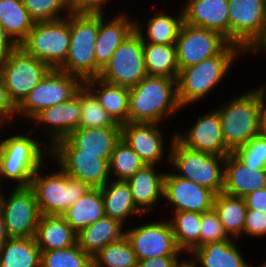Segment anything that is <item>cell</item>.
I'll return each instance as SVG.
<instances>
[{"instance_id": "14", "label": "cell", "mask_w": 266, "mask_h": 267, "mask_svg": "<svg viewBox=\"0 0 266 267\" xmlns=\"http://www.w3.org/2000/svg\"><path fill=\"white\" fill-rule=\"evenodd\" d=\"M146 221L125 228V236L134 250L137 260L184 254L177 246L171 224L166 219ZM130 228V229H129Z\"/></svg>"}, {"instance_id": "15", "label": "cell", "mask_w": 266, "mask_h": 267, "mask_svg": "<svg viewBox=\"0 0 266 267\" xmlns=\"http://www.w3.org/2000/svg\"><path fill=\"white\" fill-rule=\"evenodd\" d=\"M229 43L216 31L183 22L176 40L179 71L218 55Z\"/></svg>"}, {"instance_id": "47", "label": "cell", "mask_w": 266, "mask_h": 267, "mask_svg": "<svg viewBox=\"0 0 266 267\" xmlns=\"http://www.w3.org/2000/svg\"><path fill=\"white\" fill-rule=\"evenodd\" d=\"M113 1V0H112ZM111 0H71L72 13L77 14H106L108 2ZM107 7V8H106ZM106 9V10H105Z\"/></svg>"}, {"instance_id": "45", "label": "cell", "mask_w": 266, "mask_h": 267, "mask_svg": "<svg viewBox=\"0 0 266 267\" xmlns=\"http://www.w3.org/2000/svg\"><path fill=\"white\" fill-rule=\"evenodd\" d=\"M266 237V214L256 210H247L243 237Z\"/></svg>"}, {"instance_id": "25", "label": "cell", "mask_w": 266, "mask_h": 267, "mask_svg": "<svg viewBox=\"0 0 266 267\" xmlns=\"http://www.w3.org/2000/svg\"><path fill=\"white\" fill-rule=\"evenodd\" d=\"M180 8V9H179ZM177 14H168L166 9L155 12L152 16L145 18L143 24L141 19L135 18V31L141 36L143 43L152 44H176L180 28L184 22L182 7L178 6ZM175 15V16H174Z\"/></svg>"}, {"instance_id": "21", "label": "cell", "mask_w": 266, "mask_h": 267, "mask_svg": "<svg viewBox=\"0 0 266 267\" xmlns=\"http://www.w3.org/2000/svg\"><path fill=\"white\" fill-rule=\"evenodd\" d=\"M128 14L126 10L118 12L111 19L107 14H99V29L94 49L96 64L101 69L110 61L118 46L135 31V19Z\"/></svg>"}, {"instance_id": "38", "label": "cell", "mask_w": 266, "mask_h": 267, "mask_svg": "<svg viewBox=\"0 0 266 267\" xmlns=\"http://www.w3.org/2000/svg\"><path fill=\"white\" fill-rule=\"evenodd\" d=\"M146 163L122 138L117 142L109 161L110 178L126 181Z\"/></svg>"}, {"instance_id": "4", "label": "cell", "mask_w": 266, "mask_h": 267, "mask_svg": "<svg viewBox=\"0 0 266 267\" xmlns=\"http://www.w3.org/2000/svg\"><path fill=\"white\" fill-rule=\"evenodd\" d=\"M170 138L171 172L211 190L215 195L223 192L226 156L189 149L175 138V133Z\"/></svg>"}, {"instance_id": "44", "label": "cell", "mask_w": 266, "mask_h": 267, "mask_svg": "<svg viewBox=\"0 0 266 267\" xmlns=\"http://www.w3.org/2000/svg\"><path fill=\"white\" fill-rule=\"evenodd\" d=\"M231 239L222 225L218 213L212 208L200 214V247L212 242Z\"/></svg>"}, {"instance_id": "27", "label": "cell", "mask_w": 266, "mask_h": 267, "mask_svg": "<svg viewBox=\"0 0 266 267\" xmlns=\"http://www.w3.org/2000/svg\"><path fill=\"white\" fill-rule=\"evenodd\" d=\"M237 241L231 238L212 242L194 249L189 255L199 267H253L245 260Z\"/></svg>"}, {"instance_id": "13", "label": "cell", "mask_w": 266, "mask_h": 267, "mask_svg": "<svg viewBox=\"0 0 266 267\" xmlns=\"http://www.w3.org/2000/svg\"><path fill=\"white\" fill-rule=\"evenodd\" d=\"M6 195L2 190L0 209L10 238L35 236L41 213L34 192L30 187H14Z\"/></svg>"}, {"instance_id": "30", "label": "cell", "mask_w": 266, "mask_h": 267, "mask_svg": "<svg viewBox=\"0 0 266 267\" xmlns=\"http://www.w3.org/2000/svg\"><path fill=\"white\" fill-rule=\"evenodd\" d=\"M77 233L60 215H41L35 241L41 251L66 249L77 243Z\"/></svg>"}, {"instance_id": "24", "label": "cell", "mask_w": 266, "mask_h": 267, "mask_svg": "<svg viewBox=\"0 0 266 267\" xmlns=\"http://www.w3.org/2000/svg\"><path fill=\"white\" fill-rule=\"evenodd\" d=\"M265 187L266 167L246 166L232 153L226 156L224 163V193L245 197L248 193Z\"/></svg>"}, {"instance_id": "11", "label": "cell", "mask_w": 266, "mask_h": 267, "mask_svg": "<svg viewBox=\"0 0 266 267\" xmlns=\"http://www.w3.org/2000/svg\"><path fill=\"white\" fill-rule=\"evenodd\" d=\"M83 83L75 75L52 69L17 107L18 119H28L29 126V121L41 110L69 101Z\"/></svg>"}, {"instance_id": "46", "label": "cell", "mask_w": 266, "mask_h": 267, "mask_svg": "<svg viewBox=\"0 0 266 267\" xmlns=\"http://www.w3.org/2000/svg\"><path fill=\"white\" fill-rule=\"evenodd\" d=\"M14 119H17V107L10 99L4 80L0 76V126H4L6 129L12 124L14 126Z\"/></svg>"}, {"instance_id": "53", "label": "cell", "mask_w": 266, "mask_h": 267, "mask_svg": "<svg viewBox=\"0 0 266 267\" xmlns=\"http://www.w3.org/2000/svg\"><path fill=\"white\" fill-rule=\"evenodd\" d=\"M9 235L6 229L4 216L0 209V247L9 239Z\"/></svg>"}, {"instance_id": "8", "label": "cell", "mask_w": 266, "mask_h": 267, "mask_svg": "<svg viewBox=\"0 0 266 267\" xmlns=\"http://www.w3.org/2000/svg\"><path fill=\"white\" fill-rule=\"evenodd\" d=\"M28 55L58 69L68 56L70 14L67 17L35 22L27 38L19 45Z\"/></svg>"}, {"instance_id": "42", "label": "cell", "mask_w": 266, "mask_h": 267, "mask_svg": "<svg viewBox=\"0 0 266 267\" xmlns=\"http://www.w3.org/2000/svg\"><path fill=\"white\" fill-rule=\"evenodd\" d=\"M35 22L52 21L72 13L71 0H22Z\"/></svg>"}, {"instance_id": "50", "label": "cell", "mask_w": 266, "mask_h": 267, "mask_svg": "<svg viewBox=\"0 0 266 267\" xmlns=\"http://www.w3.org/2000/svg\"><path fill=\"white\" fill-rule=\"evenodd\" d=\"M259 133L266 135V84L258 86Z\"/></svg>"}, {"instance_id": "49", "label": "cell", "mask_w": 266, "mask_h": 267, "mask_svg": "<svg viewBox=\"0 0 266 267\" xmlns=\"http://www.w3.org/2000/svg\"><path fill=\"white\" fill-rule=\"evenodd\" d=\"M181 256H161L149 258L145 260H138L137 267H176L180 261Z\"/></svg>"}, {"instance_id": "52", "label": "cell", "mask_w": 266, "mask_h": 267, "mask_svg": "<svg viewBox=\"0 0 266 267\" xmlns=\"http://www.w3.org/2000/svg\"><path fill=\"white\" fill-rule=\"evenodd\" d=\"M18 45L6 33L0 23V58L5 57L9 52H12Z\"/></svg>"}, {"instance_id": "39", "label": "cell", "mask_w": 266, "mask_h": 267, "mask_svg": "<svg viewBox=\"0 0 266 267\" xmlns=\"http://www.w3.org/2000/svg\"><path fill=\"white\" fill-rule=\"evenodd\" d=\"M92 267H137L138 260L126 236L102 248L93 258Z\"/></svg>"}, {"instance_id": "29", "label": "cell", "mask_w": 266, "mask_h": 267, "mask_svg": "<svg viewBox=\"0 0 266 267\" xmlns=\"http://www.w3.org/2000/svg\"><path fill=\"white\" fill-rule=\"evenodd\" d=\"M125 227L119 221L105 216L77 233V245L93 258L106 245L124 237Z\"/></svg>"}, {"instance_id": "22", "label": "cell", "mask_w": 266, "mask_h": 267, "mask_svg": "<svg viewBox=\"0 0 266 267\" xmlns=\"http://www.w3.org/2000/svg\"><path fill=\"white\" fill-rule=\"evenodd\" d=\"M184 23L220 33L229 41L228 0H184Z\"/></svg>"}, {"instance_id": "17", "label": "cell", "mask_w": 266, "mask_h": 267, "mask_svg": "<svg viewBox=\"0 0 266 267\" xmlns=\"http://www.w3.org/2000/svg\"><path fill=\"white\" fill-rule=\"evenodd\" d=\"M167 170L164 175L163 199L172 212L206 213L213 208L215 194L193 181L183 179Z\"/></svg>"}, {"instance_id": "9", "label": "cell", "mask_w": 266, "mask_h": 267, "mask_svg": "<svg viewBox=\"0 0 266 267\" xmlns=\"http://www.w3.org/2000/svg\"><path fill=\"white\" fill-rule=\"evenodd\" d=\"M49 160L69 177L80 180L90 188H100L111 180L107 159L100 158V154L81 153L67 138L50 148Z\"/></svg>"}, {"instance_id": "20", "label": "cell", "mask_w": 266, "mask_h": 267, "mask_svg": "<svg viewBox=\"0 0 266 267\" xmlns=\"http://www.w3.org/2000/svg\"><path fill=\"white\" fill-rule=\"evenodd\" d=\"M192 124L188 130L175 132V138L183 146L213 155L227 156L232 153L224 141L220 115L216 109L200 115Z\"/></svg>"}, {"instance_id": "12", "label": "cell", "mask_w": 266, "mask_h": 267, "mask_svg": "<svg viewBox=\"0 0 266 267\" xmlns=\"http://www.w3.org/2000/svg\"><path fill=\"white\" fill-rule=\"evenodd\" d=\"M146 75L143 41L134 31L115 50L110 61L101 70L99 78L111 84L131 88Z\"/></svg>"}, {"instance_id": "34", "label": "cell", "mask_w": 266, "mask_h": 267, "mask_svg": "<svg viewBox=\"0 0 266 267\" xmlns=\"http://www.w3.org/2000/svg\"><path fill=\"white\" fill-rule=\"evenodd\" d=\"M0 267H41L35 238H9L0 247Z\"/></svg>"}, {"instance_id": "31", "label": "cell", "mask_w": 266, "mask_h": 267, "mask_svg": "<svg viewBox=\"0 0 266 267\" xmlns=\"http://www.w3.org/2000/svg\"><path fill=\"white\" fill-rule=\"evenodd\" d=\"M100 190L107 217H111L125 226L130 219L144 215L136 207L130 187L126 181L110 180L104 186L100 187Z\"/></svg>"}, {"instance_id": "26", "label": "cell", "mask_w": 266, "mask_h": 267, "mask_svg": "<svg viewBox=\"0 0 266 267\" xmlns=\"http://www.w3.org/2000/svg\"><path fill=\"white\" fill-rule=\"evenodd\" d=\"M67 139L81 153L100 154V158L110 161L115 145L121 139V125L111 127L77 128Z\"/></svg>"}, {"instance_id": "1", "label": "cell", "mask_w": 266, "mask_h": 267, "mask_svg": "<svg viewBox=\"0 0 266 267\" xmlns=\"http://www.w3.org/2000/svg\"><path fill=\"white\" fill-rule=\"evenodd\" d=\"M4 130L0 126V134ZM34 130L7 133L5 138L0 135V186L10 181L16 183L12 188L29 187L34 174L50 159V147L34 136L37 135Z\"/></svg>"}, {"instance_id": "19", "label": "cell", "mask_w": 266, "mask_h": 267, "mask_svg": "<svg viewBox=\"0 0 266 267\" xmlns=\"http://www.w3.org/2000/svg\"><path fill=\"white\" fill-rule=\"evenodd\" d=\"M229 42L243 51L260 34L266 12V0H228Z\"/></svg>"}, {"instance_id": "43", "label": "cell", "mask_w": 266, "mask_h": 267, "mask_svg": "<svg viewBox=\"0 0 266 267\" xmlns=\"http://www.w3.org/2000/svg\"><path fill=\"white\" fill-rule=\"evenodd\" d=\"M232 154L246 166L266 167V135L259 133Z\"/></svg>"}, {"instance_id": "54", "label": "cell", "mask_w": 266, "mask_h": 267, "mask_svg": "<svg viewBox=\"0 0 266 267\" xmlns=\"http://www.w3.org/2000/svg\"><path fill=\"white\" fill-rule=\"evenodd\" d=\"M189 258L186 259H180V261L177 263L176 267H199L198 264L192 259L190 255Z\"/></svg>"}, {"instance_id": "6", "label": "cell", "mask_w": 266, "mask_h": 267, "mask_svg": "<svg viewBox=\"0 0 266 267\" xmlns=\"http://www.w3.org/2000/svg\"><path fill=\"white\" fill-rule=\"evenodd\" d=\"M46 168L47 164L34 174L29 187L34 192L41 215L61 216L90 187L80 180L69 177L57 165L55 168L58 169L49 174L43 172Z\"/></svg>"}, {"instance_id": "23", "label": "cell", "mask_w": 266, "mask_h": 267, "mask_svg": "<svg viewBox=\"0 0 266 267\" xmlns=\"http://www.w3.org/2000/svg\"><path fill=\"white\" fill-rule=\"evenodd\" d=\"M158 165L145 164L133 176L126 180L130 187L136 207L147 216L157 208L163 199L164 175Z\"/></svg>"}, {"instance_id": "36", "label": "cell", "mask_w": 266, "mask_h": 267, "mask_svg": "<svg viewBox=\"0 0 266 267\" xmlns=\"http://www.w3.org/2000/svg\"><path fill=\"white\" fill-rule=\"evenodd\" d=\"M143 54L147 75L178 78L179 67L176 44L143 43Z\"/></svg>"}, {"instance_id": "33", "label": "cell", "mask_w": 266, "mask_h": 267, "mask_svg": "<svg viewBox=\"0 0 266 267\" xmlns=\"http://www.w3.org/2000/svg\"><path fill=\"white\" fill-rule=\"evenodd\" d=\"M213 208L230 238H242L247 205L244 197L233 196L220 192L215 195Z\"/></svg>"}, {"instance_id": "18", "label": "cell", "mask_w": 266, "mask_h": 267, "mask_svg": "<svg viewBox=\"0 0 266 267\" xmlns=\"http://www.w3.org/2000/svg\"><path fill=\"white\" fill-rule=\"evenodd\" d=\"M160 125L162 124L142 122H128L121 125V138L146 164L169 165L170 149H166L169 144L165 142L166 135L162 133L163 128H160Z\"/></svg>"}, {"instance_id": "51", "label": "cell", "mask_w": 266, "mask_h": 267, "mask_svg": "<svg viewBox=\"0 0 266 267\" xmlns=\"http://www.w3.org/2000/svg\"><path fill=\"white\" fill-rule=\"evenodd\" d=\"M259 52L260 56L262 53L264 54L266 52V12L262 30L258 37L244 50V57L247 55L250 56V54L257 55Z\"/></svg>"}, {"instance_id": "35", "label": "cell", "mask_w": 266, "mask_h": 267, "mask_svg": "<svg viewBox=\"0 0 266 267\" xmlns=\"http://www.w3.org/2000/svg\"><path fill=\"white\" fill-rule=\"evenodd\" d=\"M0 23L19 46L27 38L35 21L30 17L22 0H0Z\"/></svg>"}, {"instance_id": "48", "label": "cell", "mask_w": 266, "mask_h": 267, "mask_svg": "<svg viewBox=\"0 0 266 267\" xmlns=\"http://www.w3.org/2000/svg\"><path fill=\"white\" fill-rule=\"evenodd\" d=\"M244 199L247 210H256L266 214V187L248 193Z\"/></svg>"}, {"instance_id": "7", "label": "cell", "mask_w": 266, "mask_h": 267, "mask_svg": "<svg viewBox=\"0 0 266 267\" xmlns=\"http://www.w3.org/2000/svg\"><path fill=\"white\" fill-rule=\"evenodd\" d=\"M226 101L215 109L226 146L233 152L259 134L258 87Z\"/></svg>"}, {"instance_id": "37", "label": "cell", "mask_w": 266, "mask_h": 267, "mask_svg": "<svg viewBox=\"0 0 266 267\" xmlns=\"http://www.w3.org/2000/svg\"><path fill=\"white\" fill-rule=\"evenodd\" d=\"M171 224L178 248L186 255L200 247V213L191 211L173 212Z\"/></svg>"}, {"instance_id": "41", "label": "cell", "mask_w": 266, "mask_h": 267, "mask_svg": "<svg viewBox=\"0 0 266 267\" xmlns=\"http://www.w3.org/2000/svg\"><path fill=\"white\" fill-rule=\"evenodd\" d=\"M92 258L77 243L66 249L41 251V267H92Z\"/></svg>"}, {"instance_id": "55", "label": "cell", "mask_w": 266, "mask_h": 267, "mask_svg": "<svg viewBox=\"0 0 266 267\" xmlns=\"http://www.w3.org/2000/svg\"><path fill=\"white\" fill-rule=\"evenodd\" d=\"M257 267H266V260L263 261L261 265H258Z\"/></svg>"}, {"instance_id": "10", "label": "cell", "mask_w": 266, "mask_h": 267, "mask_svg": "<svg viewBox=\"0 0 266 267\" xmlns=\"http://www.w3.org/2000/svg\"><path fill=\"white\" fill-rule=\"evenodd\" d=\"M51 70L48 64L28 55L20 46L0 58V76L16 107Z\"/></svg>"}, {"instance_id": "3", "label": "cell", "mask_w": 266, "mask_h": 267, "mask_svg": "<svg viewBox=\"0 0 266 267\" xmlns=\"http://www.w3.org/2000/svg\"><path fill=\"white\" fill-rule=\"evenodd\" d=\"M180 110L177 79L146 75L129 88V122L164 124Z\"/></svg>"}, {"instance_id": "28", "label": "cell", "mask_w": 266, "mask_h": 267, "mask_svg": "<svg viewBox=\"0 0 266 267\" xmlns=\"http://www.w3.org/2000/svg\"><path fill=\"white\" fill-rule=\"evenodd\" d=\"M84 84L96 95L115 123L123 125L129 122V88L108 83L99 77L87 79Z\"/></svg>"}, {"instance_id": "16", "label": "cell", "mask_w": 266, "mask_h": 267, "mask_svg": "<svg viewBox=\"0 0 266 267\" xmlns=\"http://www.w3.org/2000/svg\"><path fill=\"white\" fill-rule=\"evenodd\" d=\"M80 119L81 87L69 101L41 110L30 120V122L32 121L30 124L34 123L32 125L35 126V129L39 127L41 133L44 130L41 137L45 134L46 139L49 141L47 145L51 148L56 142L67 138L77 129Z\"/></svg>"}, {"instance_id": "40", "label": "cell", "mask_w": 266, "mask_h": 267, "mask_svg": "<svg viewBox=\"0 0 266 267\" xmlns=\"http://www.w3.org/2000/svg\"><path fill=\"white\" fill-rule=\"evenodd\" d=\"M115 124L100 105L96 95L83 83L81 86V119L78 128H103Z\"/></svg>"}, {"instance_id": "5", "label": "cell", "mask_w": 266, "mask_h": 267, "mask_svg": "<svg viewBox=\"0 0 266 267\" xmlns=\"http://www.w3.org/2000/svg\"><path fill=\"white\" fill-rule=\"evenodd\" d=\"M99 29V14L70 13V46L66 61L58 68L75 75L83 82L99 77L101 68L95 61V43Z\"/></svg>"}, {"instance_id": "32", "label": "cell", "mask_w": 266, "mask_h": 267, "mask_svg": "<svg viewBox=\"0 0 266 267\" xmlns=\"http://www.w3.org/2000/svg\"><path fill=\"white\" fill-rule=\"evenodd\" d=\"M61 216L76 233L105 217L100 188H90Z\"/></svg>"}, {"instance_id": "2", "label": "cell", "mask_w": 266, "mask_h": 267, "mask_svg": "<svg viewBox=\"0 0 266 267\" xmlns=\"http://www.w3.org/2000/svg\"><path fill=\"white\" fill-rule=\"evenodd\" d=\"M241 56L244 57V51L238 45L229 43L218 55L181 69L177 78L180 106L183 109L192 104L194 106L213 93Z\"/></svg>"}]
</instances>
